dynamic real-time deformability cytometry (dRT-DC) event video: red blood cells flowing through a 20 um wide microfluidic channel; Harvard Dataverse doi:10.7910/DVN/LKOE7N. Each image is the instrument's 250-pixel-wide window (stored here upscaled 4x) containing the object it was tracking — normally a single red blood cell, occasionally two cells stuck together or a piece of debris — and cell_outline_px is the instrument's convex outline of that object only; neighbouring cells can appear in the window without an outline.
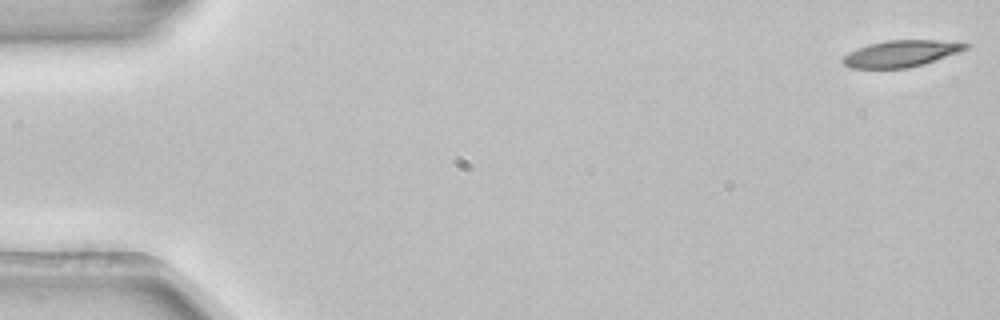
{"species": "common noctule bat (a hibernating species)", "species_latin": "Nyctalus noctula", "temperature_condition": "room temperature", "stored_images_in_passage": 5, "camera_frame_rate_fps": 3000, "um_per_image_px": 0.085, "animal": {"sex": "female", "body_mass_g": 22.7, "forearm_length_mm": 54.2}, "frame": {"image": 1, "passage_image": 1, "time_ms": 0.0, "image_size_px": [1000, 320], "cell_outline_px": [[972, 44], [968, 48], [924, 64], [908, 68], [848, 68], [840, 60], [844, 56], [868, 44], [888, 40], [936, 40]], "centroid_in_image_um": [76.58, 4.56], "position_along_channel_um": 8.4, "area_um2": 18.73}}
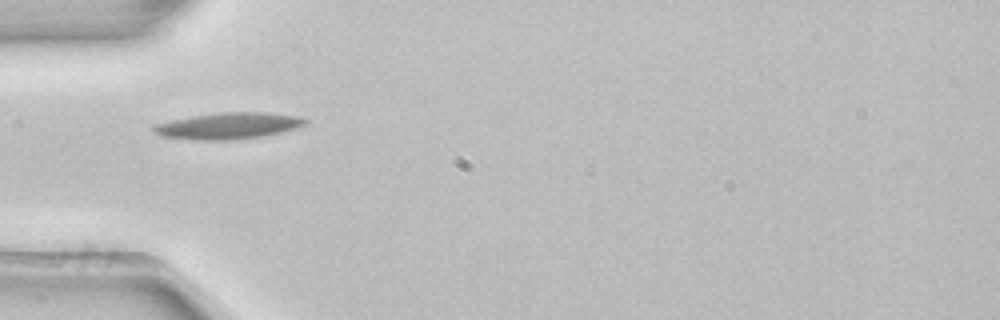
{"frame": {"image": 2, "passage_image": 4, "time_ms": 1.0, "image_size_px": [1000, 320], "cell_outline_px": [[308, 120], [304, 124], [296, 128], [264, 136], [236, 140], [196, 140], [164, 136], [152, 132], [152, 128], [156, 124], [172, 120], [192, 116], [220, 112], [268, 112], [296, 116]], "centroid_in_image_um": [19.41, 10.69], "position_along_channel_um": 65.6, "area_um2": 23.24}}